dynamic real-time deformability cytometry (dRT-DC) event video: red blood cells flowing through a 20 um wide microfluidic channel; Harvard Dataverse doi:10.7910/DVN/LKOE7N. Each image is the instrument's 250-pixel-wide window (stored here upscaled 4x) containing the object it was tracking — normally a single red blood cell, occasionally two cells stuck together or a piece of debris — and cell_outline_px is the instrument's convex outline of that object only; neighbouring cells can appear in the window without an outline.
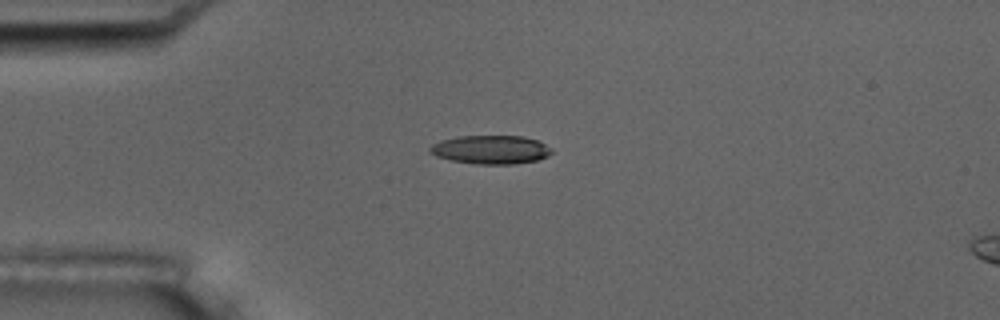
{"species": "common noctule bat (a hibernating species)", "species_latin": "Nyctalus noctula", "temperature_condition": "room temperature", "stored_images_in_passage": 6, "camera_frame_rate_fps": 3000, "um_per_image_px": 0.085, "animal": {"sex": "male", "body_mass_g": 17.5, "forearm_length_mm": 52.3}, "frame": {"image": 1, "passage_image": 2, "time_ms": 1.333, "image_size_px": [1000, 320], "cell_outline_px": [[552, 152], [548, 156], [536, 160], [512, 164], [480, 164], [448, 160], [436, 156], [428, 152], [428, 148], [432, 144], [440, 140], [456, 136], [524, 136], [536, 140], [552, 148]], "centroid_in_image_um": [41.67, 12.71], "position_along_channel_um": 43.3, "area_um2": 20.4}}
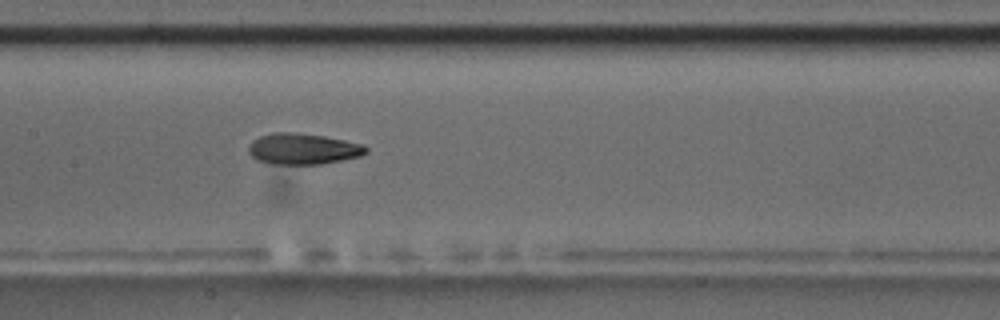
{"frame": {"image": 2, "passage_image": 6, "time_ms": 5.667, "image_size_px": [1000, 320], "cell_outline_px": [[368, 152], [360, 156], [320, 164], [276, 164], [256, 160], [248, 152], [248, 144], [252, 140], [260, 136], [276, 132], [296, 132], [324, 136], [364, 144], [368, 148]], "centroid_in_image_um": [25.74, 12.64], "position_along_channel_um": 181.7, "area_um2": 21.27}}